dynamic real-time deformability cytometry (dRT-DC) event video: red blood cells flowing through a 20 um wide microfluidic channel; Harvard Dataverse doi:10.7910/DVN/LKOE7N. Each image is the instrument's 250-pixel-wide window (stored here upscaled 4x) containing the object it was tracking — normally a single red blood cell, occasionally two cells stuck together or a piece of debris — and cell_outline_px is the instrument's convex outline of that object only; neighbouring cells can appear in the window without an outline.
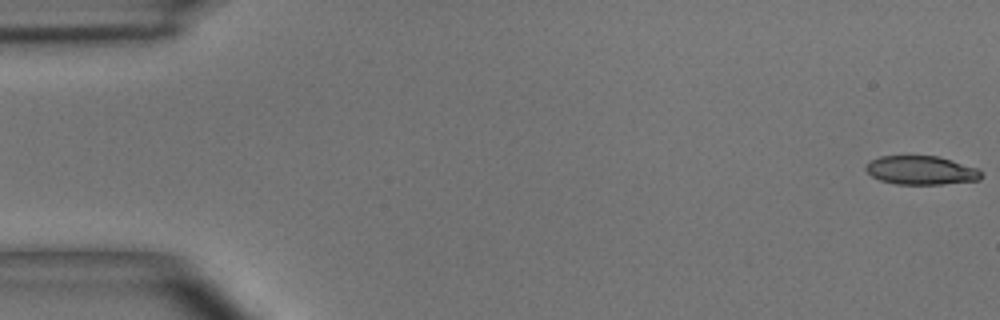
{"species": "common noctule bat (a hibernating species)", "species_latin": "Nyctalus noctula", "temperature_condition": "room temperature", "stored_images_in_passage": 5, "camera_frame_rate_fps": 3000, "um_per_image_px": 0.085, "animal": {"sex": "male", "body_mass_g": 15.6}, "frame": {"image": 1, "passage_image": 1, "time_ms": 0.0, "image_size_px": [1000, 320], "cell_outline_px": [[980, 180], [940, 184], [896, 184], [880, 180], [872, 176], [864, 168], [872, 160], [880, 156], [936, 156], [952, 160], [976, 168], [980, 172]], "centroid_in_image_um": [78.27, 14.48], "position_along_channel_um": 6.7, "area_um2": 19.02}}
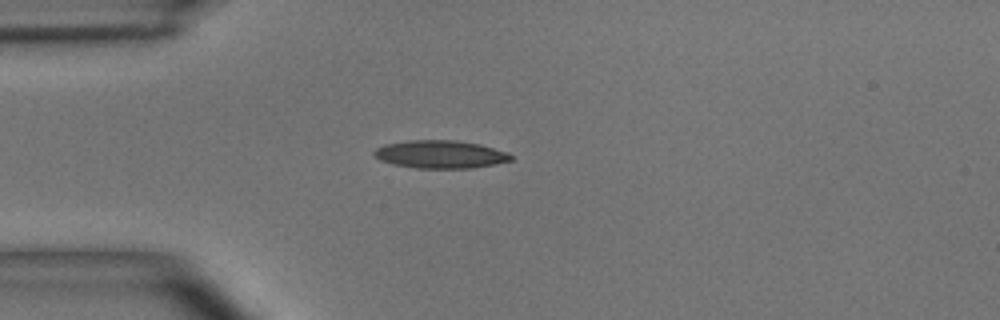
{"frame": {"image": 2, "passage_image": 5, "time_ms": 4.333, "image_size_px": [1000, 320], "cell_outline_px": [[512, 160], [496, 164], [472, 168], [416, 168], [392, 164], [380, 160], [372, 152], [376, 148], [384, 144], [408, 140], [456, 140], [480, 144], [508, 152], [512, 156]], "centroid_in_image_um": [37.43, 13.11], "position_along_channel_um": 47.6, "area_um2": 22.37}}